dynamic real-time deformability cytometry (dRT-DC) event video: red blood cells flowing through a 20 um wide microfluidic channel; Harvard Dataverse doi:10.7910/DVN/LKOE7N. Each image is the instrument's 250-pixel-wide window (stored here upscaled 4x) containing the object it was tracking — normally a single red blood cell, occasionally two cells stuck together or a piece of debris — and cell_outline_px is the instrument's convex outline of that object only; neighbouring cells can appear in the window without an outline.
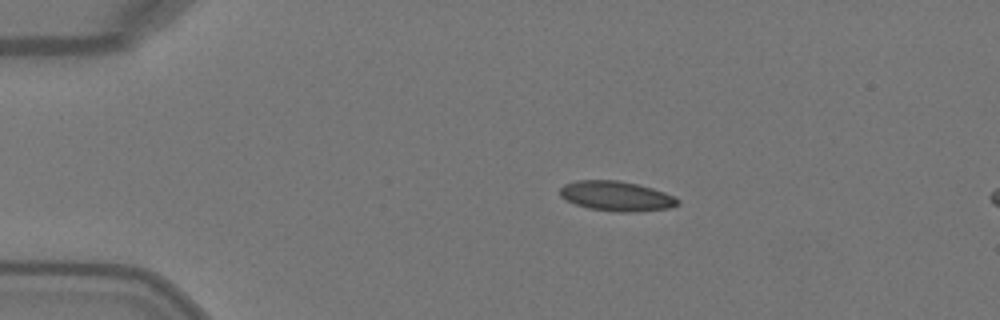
{"species": "Egyptian fruit bat (a non-hibernating species)", "species_latin": "Rousettus aegyptiacus", "temperature_condition": "warm", "stored_images_in_passage": 6, "camera_frame_rate_fps": 3000, "um_per_image_px": 0.085, "animal": {"sex": "female"}, "frame": {"image": 1, "passage_image": 1, "time_ms": 0.0, "image_size_px": [1000, 320], "cell_outline_px": [[680, 204], [668, 208], [636, 212], [616, 212], [588, 208], [576, 204], [560, 196], [560, 188], [564, 184], [576, 180], [620, 180], [652, 188], [676, 196], [680, 200]], "centroid_in_image_um": [52.42, 16.67], "position_along_channel_um": 32.6, "area_um2": 20.58}}